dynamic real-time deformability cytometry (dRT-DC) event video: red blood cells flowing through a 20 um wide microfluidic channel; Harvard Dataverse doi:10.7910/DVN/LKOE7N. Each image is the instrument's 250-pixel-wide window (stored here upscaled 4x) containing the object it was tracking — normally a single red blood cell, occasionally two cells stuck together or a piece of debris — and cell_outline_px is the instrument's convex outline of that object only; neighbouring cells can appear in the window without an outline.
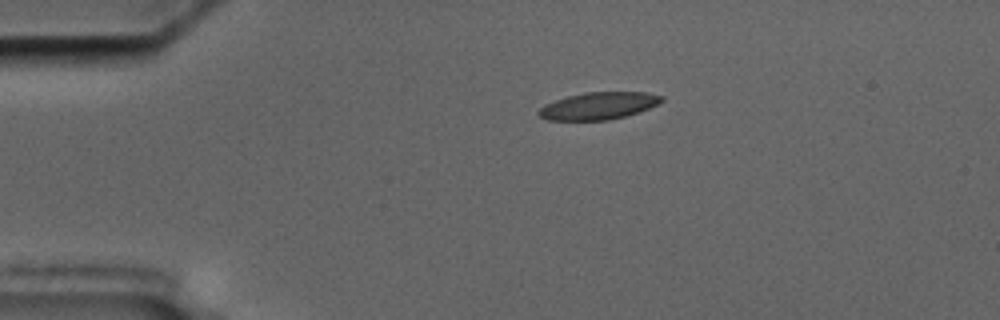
{"species": "common noctule bat (a hibernating species)", "species_latin": "Nyctalus noctula", "temperature_condition": "cold", "stored_images_in_passage": 46, "segment_of_instrument_passage": [1, 2], "camera_frame_rate_fps": 3000, "um_per_image_px": 0.085, "animal": {"sex": "male", "body_mass_g": 17.5, "forearm_length_mm": 52.3}, "frame": {"image": 1, "passage_image": 1, "time_ms": 0.0, "image_size_px": [1000, 320], "cell_outline_px": [[664, 100], [640, 112], [608, 120], [548, 120], [540, 116], [536, 112], [544, 104], [568, 96], [584, 92], [644, 92], [664, 96]], "centroid_in_image_um": [50.86, 8.99], "position_along_channel_um": 34.1, "area_um2": 19.42}}
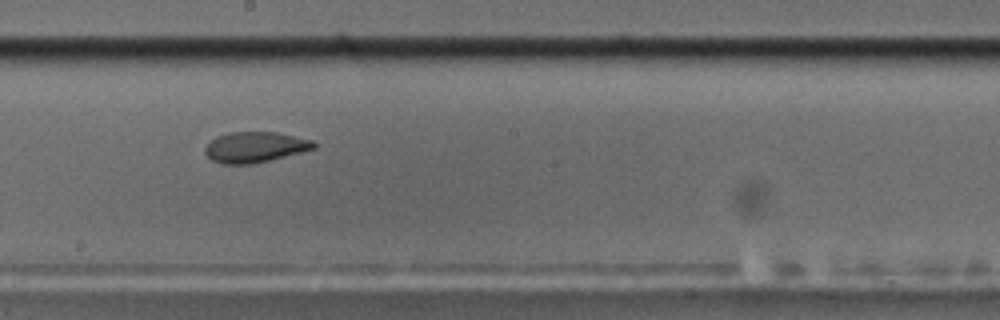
{"frame": {"image": 2, "passage_image": 21, "time_ms": 6.667, "image_size_px": [1000, 320], "cell_outline_px": [[316, 148], [252, 164], [224, 164], [212, 160], [204, 152], [204, 148], [216, 136], [228, 132], [276, 132], [312, 140], [316, 144]], "centroid_in_image_um": [21.65, 12.5], "position_along_channel_um": 226.6, "area_um2": 19.19}}
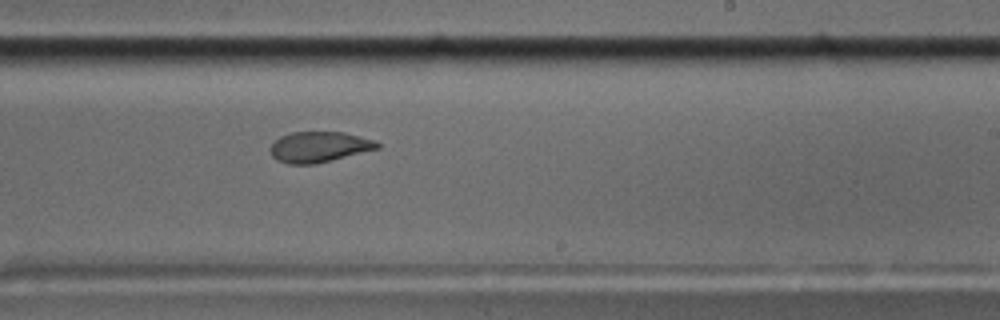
{"frame": {"image": 3, "passage_image": 24, "time_ms": 7.667, "image_size_px": [1000, 320], "cell_outline_px": [[380, 148], [316, 164], [288, 164], [276, 160], [272, 156], [268, 148], [280, 136], [292, 132], [344, 132], [376, 140], [380, 144]], "centroid_in_image_um": [27.12, 12.49], "position_along_channel_um": 261.9, "area_um2": 19.25}}